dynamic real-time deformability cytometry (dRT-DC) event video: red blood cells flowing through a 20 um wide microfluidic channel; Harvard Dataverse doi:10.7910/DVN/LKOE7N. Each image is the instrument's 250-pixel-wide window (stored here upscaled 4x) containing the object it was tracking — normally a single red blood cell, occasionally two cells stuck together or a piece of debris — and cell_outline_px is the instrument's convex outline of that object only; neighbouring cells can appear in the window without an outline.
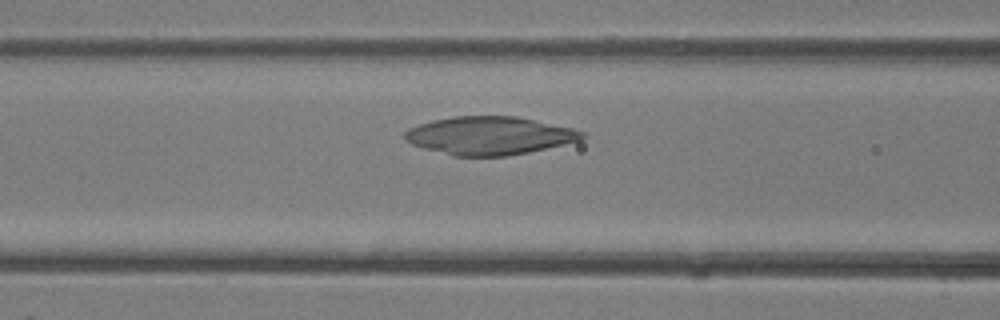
{"species": "common noctule bat (a hibernating species)", "species_latin": "Nyctalus noctula", "temperature_condition": "room temperature", "stored_images_in_passage": 33, "camera_frame_rate_fps": 3000, "um_per_image_px": 0.085, "animal": {"sex": "female"}, "frame": {"image": 1, "passage_image": 11, "time_ms": 3.333, "image_size_px": [1000, 320], "cell_outline_px": [[584, 136], [580, 140], [528, 152], [504, 156], [452, 156], [424, 148], [412, 144], [404, 140], [404, 132], [408, 128], [432, 120], [456, 116], [516, 116], [572, 128], [584, 132]], "centroid_in_image_um": [41.55, 11.53], "position_along_channel_um": 125.0, "area_um2": 39.13}}
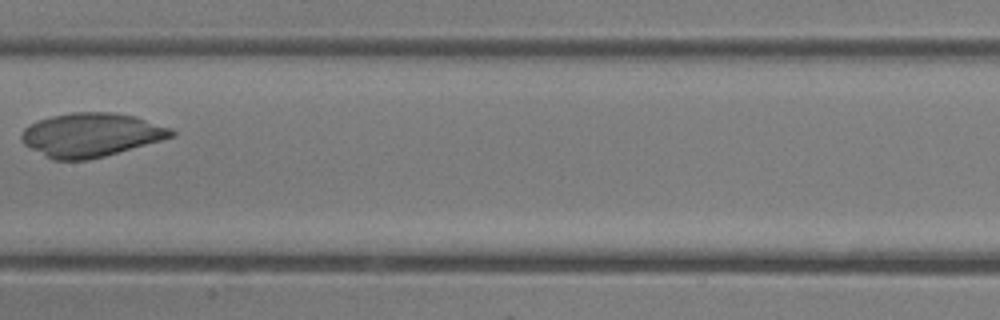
{"frame": {"image": 2, "passage_image": 15, "time_ms": 4.667, "image_size_px": [1000, 320], "cell_outline_px": [[176, 136], [104, 156], [88, 160], [52, 160], [24, 144], [20, 140], [20, 136], [24, 128], [28, 124], [52, 116], [72, 112], [112, 112], [136, 116], [172, 128], [176, 132]], "centroid_in_image_um": [7.75, 11.46], "position_along_channel_um": 199.6, "area_um2": 38.32}}
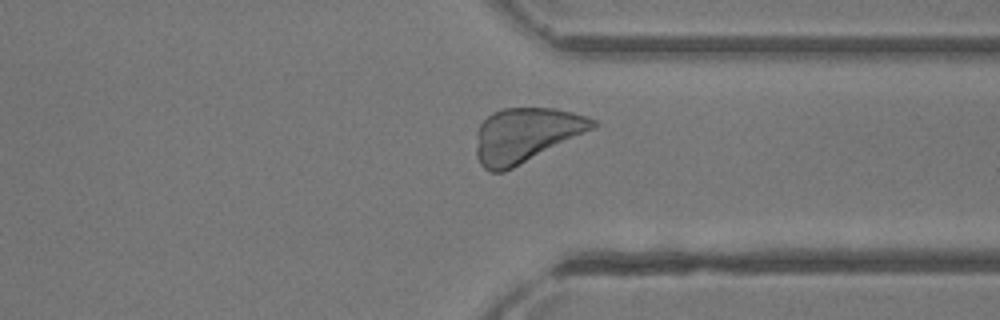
{"frame": {"image": 3, "passage_image": 24, "time_ms": 7.667, "image_size_px": [1000, 320], "cell_outline_px": [[600, 124], [596, 128], [504, 172], [488, 172], [480, 164], [476, 156], [476, 132], [480, 124], [492, 112], [500, 108], [556, 108], [588, 116], [596, 120]], "centroid_in_image_um": [44.7, 11.47], "position_along_channel_um": 366.7, "area_um2": 37.34}}